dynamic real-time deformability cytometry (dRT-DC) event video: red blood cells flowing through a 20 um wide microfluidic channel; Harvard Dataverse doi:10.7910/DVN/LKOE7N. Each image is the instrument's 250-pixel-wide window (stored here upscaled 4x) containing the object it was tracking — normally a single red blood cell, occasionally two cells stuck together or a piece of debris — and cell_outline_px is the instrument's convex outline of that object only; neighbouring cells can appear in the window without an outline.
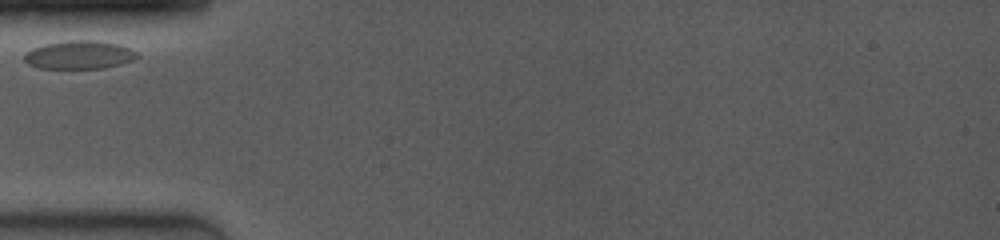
{"species": "common noctule bat (a hibernating species)", "species_latin": "Nyctalus noctula", "temperature_condition": "room temperature", "stored_images_in_passage": 3, "camera_frame_rate_fps": 4000, "um_per_image_px": 0.085, "animal": {"sex": "female", "body_mass_g": 19.0, "forearm_length_mm": 53.3}, "frame": {"image": 1, "passage_image": 1, "time_ms": 0.0, "image_size_px": [1000, 240], "cell_outline_px": [[140, 56], [132, 60], [100, 68], [40, 68], [28, 64], [24, 60], [24, 52], [32, 48], [44, 44], [68, 40], [96, 40], [120, 44], [136, 52]], "centroid_in_image_um": [6.69, 4.64], "position_along_channel_um": 78.3, "area_um2": 18.5}}
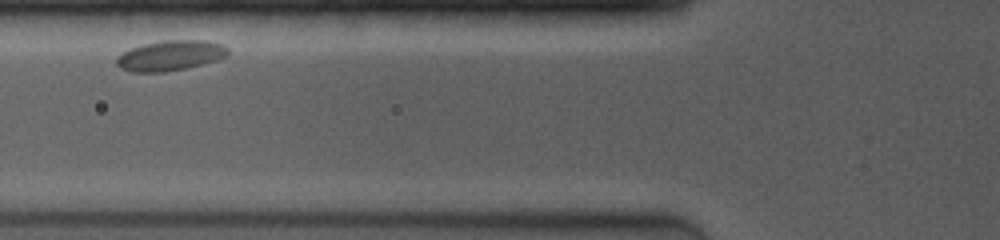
{"frame": {"image": 2, "passage_image": 2, "time_ms": 1.0, "image_size_px": [1000, 240], "cell_outline_px": [[228, 52], [224, 56], [216, 60], [184, 68], [164, 72], [132, 72], [120, 68], [116, 64], [116, 56], [132, 48], [144, 44], [164, 40], [208, 40], [220, 44], [228, 48]], "centroid_in_image_um": [14.44, 4.72], "position_along_channel_um": 111.4, "area_um2": 19.36}}